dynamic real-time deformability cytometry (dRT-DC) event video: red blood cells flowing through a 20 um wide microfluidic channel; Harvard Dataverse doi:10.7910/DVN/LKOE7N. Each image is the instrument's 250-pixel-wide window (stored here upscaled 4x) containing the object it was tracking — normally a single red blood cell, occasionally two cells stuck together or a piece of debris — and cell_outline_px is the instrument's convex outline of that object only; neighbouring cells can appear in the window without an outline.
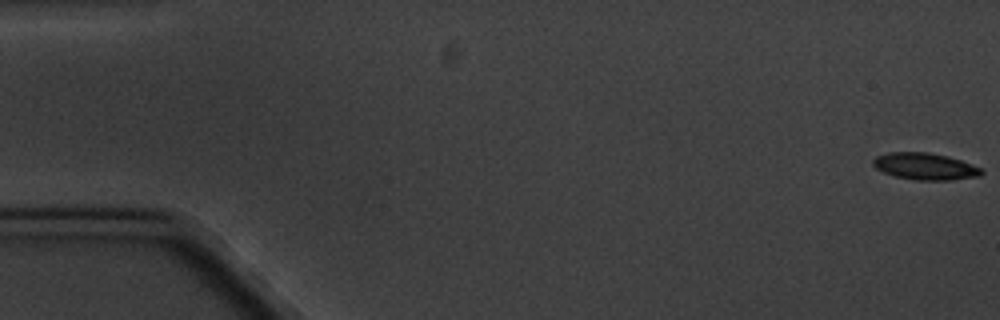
{"species": "common noctule bat (a hibernating species)", "species_latin": "Nyctalus noctula", "temperature_condition": "cold", "stored_images_in_passage": 6, "camera_frame_rate_fps": 3000, "um_per_image_px": 0.085, "animal": {"sex": "male", "body_mass_g": 20.1, "forearm_length_mm": 53.5}, "frame": {"image": 1, "passage_image": 1, "time_ms": 0.0, "image_size_px": [1000, 320], "cell_outline_px": [[984, 172], [980, 176], [952, 180], [912, 180], [896, 176], [884, 172], [876, 168], [872, 164], [872, 160], [876, 156], [888, 152], [928, 152], [948, 156], [972, 164], [980, 168]], "centroid_in_image_um": [78.62, 14.14], "position_along_channel_um": 6.4, "area_um2": 16.99}}
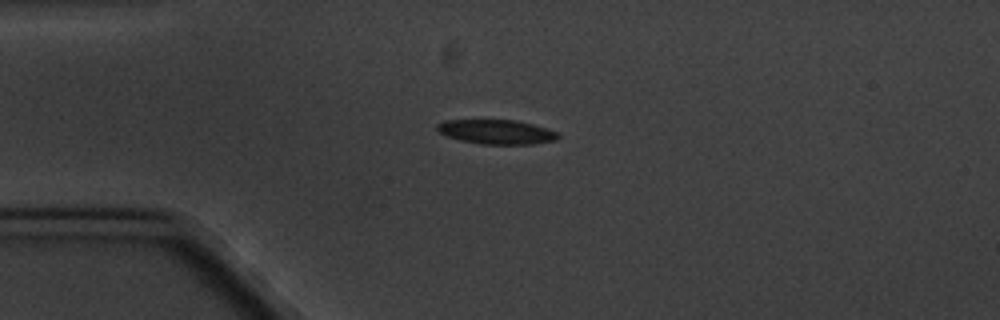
{"frame": {"image": 2, "passage_image": 5, "time_ms": 4.667, "image_size_px": [1000, 320], "cell_outline_px": [[560, 136], [556, 140], [532, 144], [484, 144], [460, 140], [448, 136], [440, 132], [436, 128], [436, 124], [444, 120], [516, 120], [548, 128], [556, 132]], "centroid_in_image_um": [42.21, 11.2], "position_along_channel_um": 42.8, "area_um2": 17.11}}